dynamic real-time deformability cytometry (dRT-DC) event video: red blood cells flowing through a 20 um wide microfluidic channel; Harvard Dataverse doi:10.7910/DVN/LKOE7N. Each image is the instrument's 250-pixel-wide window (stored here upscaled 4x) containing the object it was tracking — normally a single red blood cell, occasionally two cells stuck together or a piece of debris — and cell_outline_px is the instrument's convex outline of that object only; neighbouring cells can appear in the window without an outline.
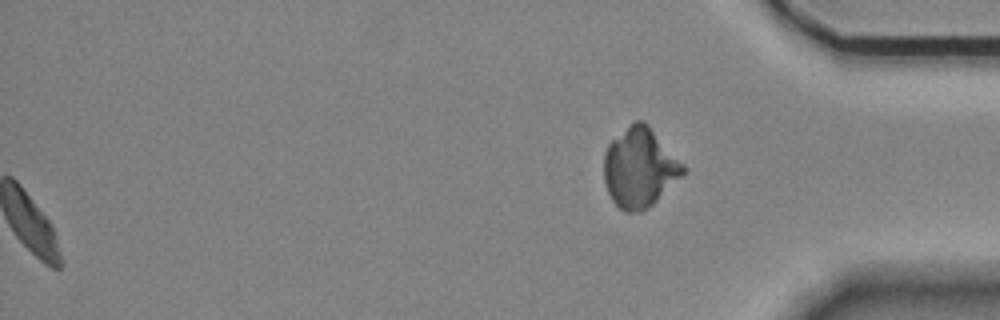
{"species": "Egyptian fruit bat (a non-hibernating species)", "species_latin": "Rousettus aegyptiacus", "temperature_condition": "room temperature", "stored_images_in_passage": 53, "segment_of_instrument_passage": [2, 2], "camera_frame_rate_fps": 3000, "um_per_image_px": 0.085, "animal": {"sex": "female"}, "frame": {"image": 1, "passage_image": 53, "time_ms": 17.333, "image_size_px": [1000, 320], "cell_outline_px": [[688, 172], [648, 208], [640, 212], [624, 212], [612, 200], [604, 184], [604, 152], [608, 144], [612, 140], [636, 120], [644, 120], [648, 124], [684, 164]], "centroid_in_image_um": [54.39, 14.27], "position_along_channel_um": 380.8, "area_um2": 36.82}}